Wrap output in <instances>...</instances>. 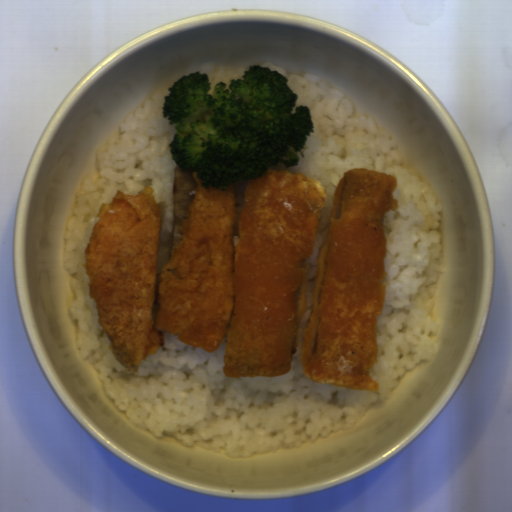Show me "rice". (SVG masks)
Wrapping results in <instances>:
<instances>
[{"label": "rice", "mask_w": 512, "mask_h": 512, "mask_svg": "<svg viewBox=\"0 0 512 512\" xmlns=\"http://www.w3.org/2000/svg\"><path fill=\"white\" fill-rule=\"evenodd\" d=\"M258 66L284 75L299 105L309 108L313 131L305 140L297 166L278 163L273 169L318 179L326 190V204L317 228L309 262L307 302L298 348L283 376L227 377L223 371L226 336L215 352L181 342L164 332V346L145 358L138 373L126 369L113 354L98 321L97 304L89 293L85 250L101 205L116 191L133 194L150 186L161 214L157 285L169 261L174 210V168L169 144L176 128L163 115V102L183 75L206 73L213 95L217 82L241 78L248 67L207 62L170 77L150 90L119 122L98 151L94 171L82 181L72 208L65 238L66 278L73 299L68 308L77 322L80 360L95 368L99 381L127 420L160 439H179L231 458H248L277 449L302 448L306 440L325 438L355 428L374 402H384L398 389V377L437 354L441 318L430 312L437 279L445 272L437 230L444 206L416 171L402 166L385 127L373 115L355 117L353 103L321 77L287 74L271 62ZM365 167L389 173L398 181L397 210L385 214L388 238L384 311L378 316L377 361L371 374L379 393L317 384L306 378L300 359L303 334L311 315L316 261L326 238L331 203L343 174Z\"/></svg>", "instance_id": "1"}]
</instances>
